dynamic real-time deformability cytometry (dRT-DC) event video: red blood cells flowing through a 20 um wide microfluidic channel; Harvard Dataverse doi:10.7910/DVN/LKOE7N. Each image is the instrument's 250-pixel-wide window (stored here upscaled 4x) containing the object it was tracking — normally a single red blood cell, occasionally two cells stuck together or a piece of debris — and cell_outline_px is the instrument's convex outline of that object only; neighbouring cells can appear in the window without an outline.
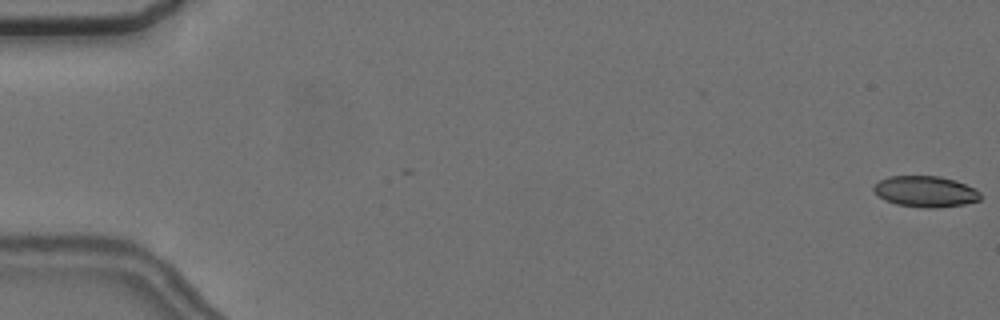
{"species": "common noctule bat (a hibernating species)", "species_latin": "Nyctalus noctula", "temperature_condition": "cold", "stored_images_in_passage": 6, "camera_frame_rate_fps": 3000, "um_per_image_px": 0.085, "animal": {"sex": "female", "body_mass_g": 24.6, "forearm_length_mm": 56.2}, "frame": {"image": 1, "passage_image": 1, "time_ms": 0.0, "image_size_px": [1000, 320], "cell_outline_px": [[980, 200], [964, 204], [936, 208], [924, 208], [896, 204], [884, 200], [872, 188], [880, 180], [888, 176], [940, 176], [964, 184], [980, 192]], "centroid_in_image_um": [78.64, 16.28], "position_along_channel_um": 6.4, "area_um2": 19.07}}
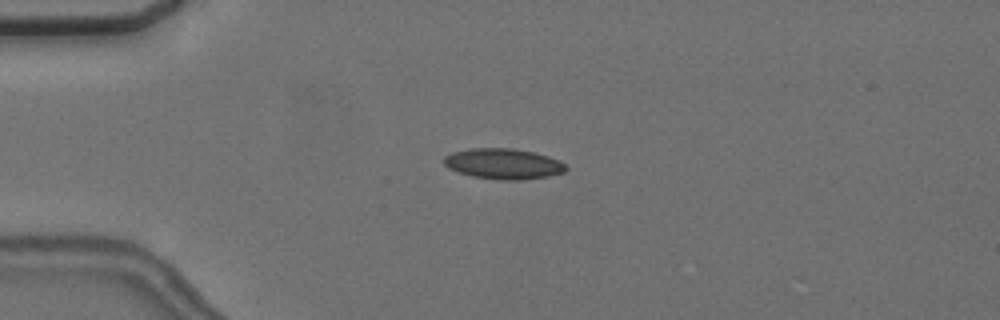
{"frame": {"image": 2, "passage_image": 5, "time_ms": 4.667, "image_size_px": [1000, 320], "cell_outline_px": [[568, 168], [564, 172], [548, 176], [520, 180], [500, 180], [472, 176], [448, 168], [444, 164], [444, 156], [452, 152], [468, 148], [512, 148], [536, 152], [560, 160]], "centroid_in_image_um": [42.79, 13.91], "position_along_channel_um": 42.2, "area_um2": 21.85}}